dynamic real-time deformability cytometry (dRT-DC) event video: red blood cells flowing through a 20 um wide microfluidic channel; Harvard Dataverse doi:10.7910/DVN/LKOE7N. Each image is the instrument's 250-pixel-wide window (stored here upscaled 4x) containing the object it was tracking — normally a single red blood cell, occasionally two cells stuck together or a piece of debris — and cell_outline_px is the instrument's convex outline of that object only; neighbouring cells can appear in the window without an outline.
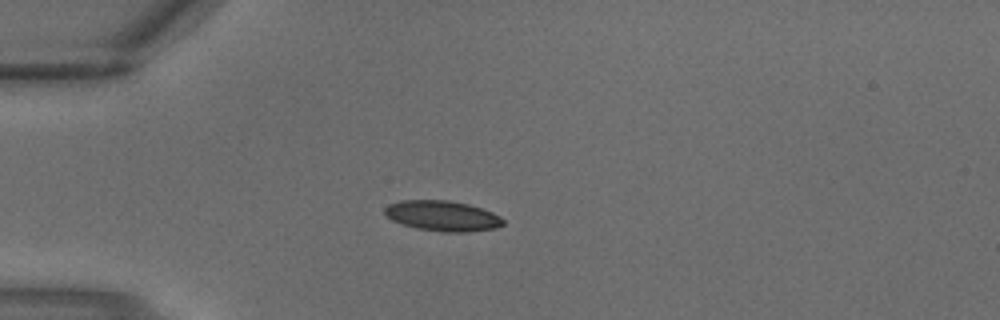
{"species": "common noctule bat (a hibernating species)", "species_latin": "Nyctalus noctula", "temperature_condition": "warm", "stored_images_in_passage": 2, "camera_frame_rate_fps": 3000, "um_per_image_px": 0.085, "animal": {"sex": "male", "body_mass_g": 18.8}, "frame": {"image": 1, "passage_image": 2, "time_ms": 0.333, "image_size_px": [1000, 320], "cell_outline_px": [[504, 224], [496, 228], [468, 232], [444, 232], [416, 228], [392, 220], [384, 212], [384, 208], [388, 204], [400, 200], [448, 200], [468, 204], [492, 212], [500, 216], [504, 220]], "centroid_in_image_um": [37.62, 18.34], "position_along_channel_um": 47.4, "area_um2": 20.92}}